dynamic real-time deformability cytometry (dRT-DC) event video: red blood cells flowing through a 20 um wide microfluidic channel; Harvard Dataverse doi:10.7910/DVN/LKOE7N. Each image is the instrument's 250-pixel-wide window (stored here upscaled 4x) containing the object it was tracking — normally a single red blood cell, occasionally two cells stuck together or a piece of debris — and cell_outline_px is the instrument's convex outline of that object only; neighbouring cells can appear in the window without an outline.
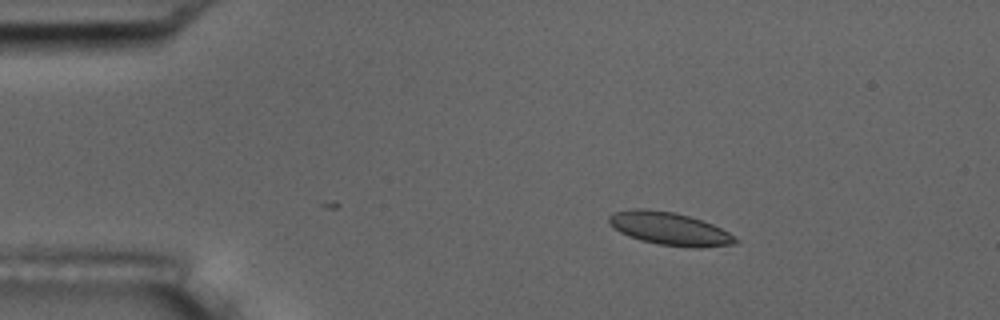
{"species": "common noctule bat (a hibernating species)", "species_latin": "Nyctalus noctula", "temperature_condition": "room temperature", "stored_images_in_passage": 3, "camera_frame_rate_fps": 3000, "um_per_image_px": 0.085, "animal": {"sex": "male", "body_mass_g": 17.5, "forearm_length_mm": 52.3}, "frame": {"image": 1, "passage_image": 1, "time_ms": 0.0, "image_size_px": [1000, 320], "cell_outline_px": [[740, 240], [736, 244], [700, 248], [692, 248], [660, 244], [640, 240], [628, 236], [612, 228], [608, 224], [608, 216], [616, 212], [632, 208], [644, 208], [676, 212], [712, 224], [728, 232]], "centroid_in_image_um": [56.89, 19.44], "position_along_channel_um": 28.1, "area_um2": 24.39}}